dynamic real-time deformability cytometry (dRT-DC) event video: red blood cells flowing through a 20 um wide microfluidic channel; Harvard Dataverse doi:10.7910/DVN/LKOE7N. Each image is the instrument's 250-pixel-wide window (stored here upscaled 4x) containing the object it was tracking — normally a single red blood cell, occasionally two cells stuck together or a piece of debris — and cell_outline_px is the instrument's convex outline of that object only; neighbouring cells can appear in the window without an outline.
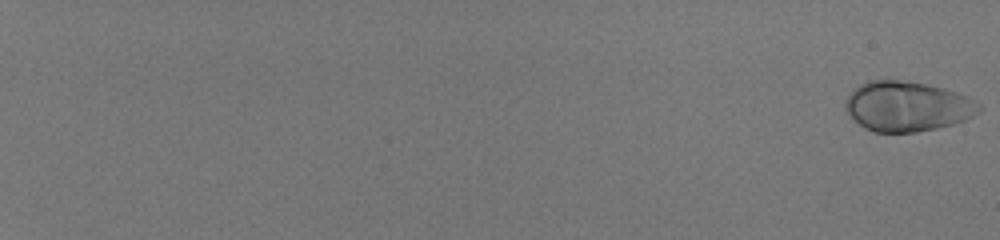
{"species": "human", "species_latin": "Homo sapiens", "temperature_condition": "room temperature", "stored_images_in_passage": 53, "camera_frame_rate_fps": 3000, "um_per_image_px": 0.085, "donor": {"sex": "male"}, "frame": {"image": 1, "passage_image": 1, "time_ms": 0.0, "image_size_px": [1000, 240], "cell_outline_px": [[980, 112], [964, 120], [952, 124], [936, 128], [916, 132], [876, 132], [864, 128], [848, 112], [844, 104], [848, 96], [860, 84], [868, 80], [900, 80], [924, 84], [956, 92], [968, 96], [980, 104]], "centroid_in_image_um": [77.12, 9.04], "position_along_channel_um": 7.9, "area_um2": 38.44}}
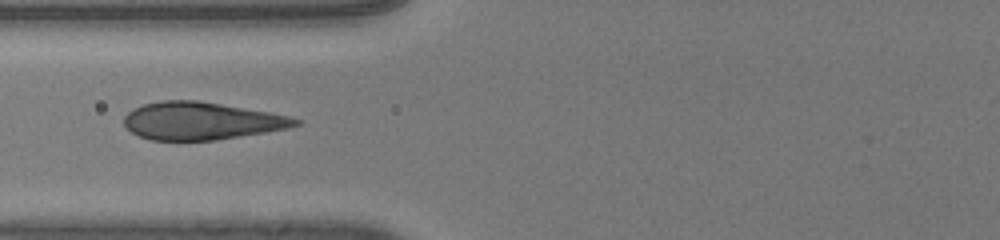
{"frame": {"image": 2, "passage_image": 30, "time_ms": 9.667, "image_size_px": [1000, 240], "cell_outline_px": [[304, 124], [288, 128], [216, 140], [152, 140], [140, 136], [132, 132], [124, 124], [124, 116], [128, 112], [144, 104], [164, 100], [196, 100], [292, 116], [304, 120]], "centroid_in_image_um": [17.17, 10.28], "position_along_channel_um": 108.6, "area_um2": 37.34}}
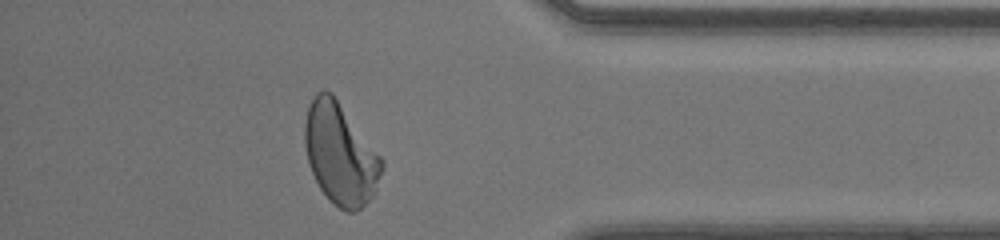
{"frame": {"image": 3, "passage_image": 52, "time_ms": 17.0, "image_size_px": [1000, 240], "cell_outline_px": [[384, 168], [372, 196], [356, 212], [344, 212], [332, 204], [320, 188], [308, 164], [304, 144], [304, 124], [308, 104], [316, 92], [324, 88], [332, 92], [384, 160]], "centroid_in_image_um": [28.9, 13.06], "position_along_channel_um": 406.3, "area_um2": 45.78}}